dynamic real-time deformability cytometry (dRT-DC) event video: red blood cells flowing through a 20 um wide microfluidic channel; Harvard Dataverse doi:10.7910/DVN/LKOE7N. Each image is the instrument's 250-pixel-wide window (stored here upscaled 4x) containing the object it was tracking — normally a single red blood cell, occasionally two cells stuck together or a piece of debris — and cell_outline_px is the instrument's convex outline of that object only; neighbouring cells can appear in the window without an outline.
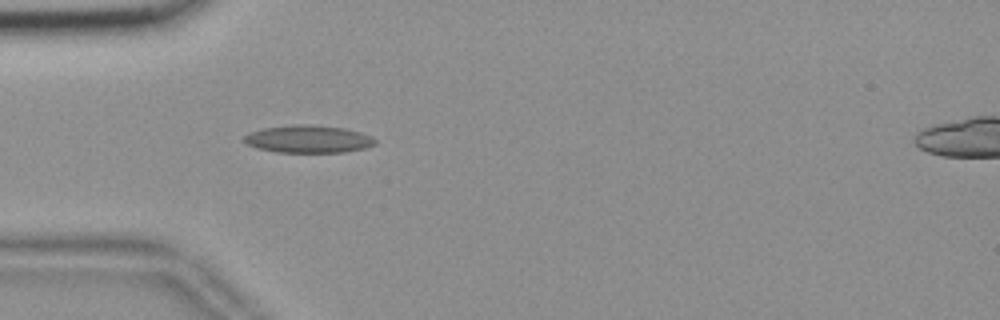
{"species": "common noctule bat (a hibernating species)", "species_latin": "Nyctalus noctula", "temperature_condition": "room temperature", "stored_images_in_passage": 40, "camera_frame_rate_fps": 3000, "um_per_image_px": 0.085, "animal": {"sex": "female", "body_mass_g": 18.4}, "frame": {"image": 1, "passage_image": 1, "time_ms": 0.0, "image_size_px": [1000, 320], "cell_outline_px": [[376, 144], [364, 148], [344, 152], [276, 152], [256, 148], [248, 144], [244, 140], [244, 136], [248, 132], [264, 128], [292, 124], [308, 124], [344, 128], [360, 132], [372, 136], [376, 140]], "centroid_in_image_um": [26.2, 11.81], "position_along_channel_um": 58.8, "area_um2": 21.1}}
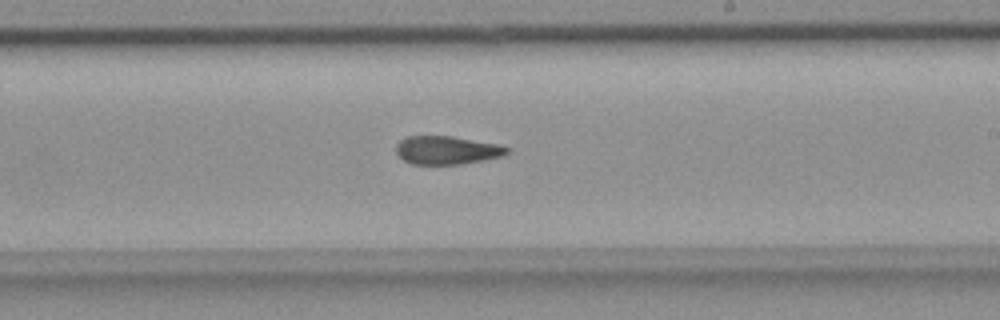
{"frame": {"image": 2, "passage_image": 17, "time_ms": 5.333, "image_size_px": [1000, 320], "cell_outline_px": [[508, 152], [504, 156], [460, 164], [412, 164], [404, 160], [396, 152], [396, 144], [400, 140], [408, 136], [452, 136], [496, 144], [508, 148]], "centroid_in_image_um": [37.95, 12.76], "position_along_channel_um": 251.0, "area_um2": 18.09}}
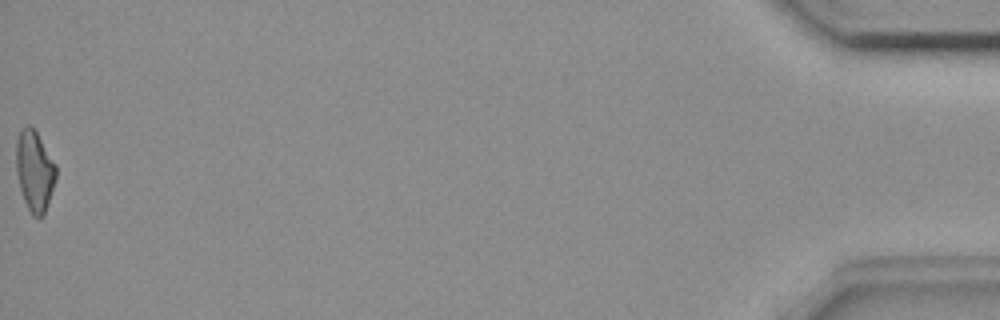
{"frame": {"image": 3, "passage_image": 40, "time_ms": 13.0, "image_size_px": [1000, 320], "cell_outline_px": [[56, 180], [44, 212], [40, 216], [32, 216], [24, 200], [20, 188], [16, 172], [16, 140], [20, 128], [28, 124], [36, 132], [56, 164]], "centroid_in_image_um": [2.92, 14.48], "position_along_channel_um": 432.3, "area_um2": 18.55}, "authors_computed_cell_mechanics": {"area_um2": 18.9006, "velocity_mm_per_s": 3.6777, "shape_relaxation_time_tau1_ms": null, "shape_relaxation_time_tau2_ms": 2.6443, "deformation_change_tau1": null, "deformation_change_tau2": 0.106}}